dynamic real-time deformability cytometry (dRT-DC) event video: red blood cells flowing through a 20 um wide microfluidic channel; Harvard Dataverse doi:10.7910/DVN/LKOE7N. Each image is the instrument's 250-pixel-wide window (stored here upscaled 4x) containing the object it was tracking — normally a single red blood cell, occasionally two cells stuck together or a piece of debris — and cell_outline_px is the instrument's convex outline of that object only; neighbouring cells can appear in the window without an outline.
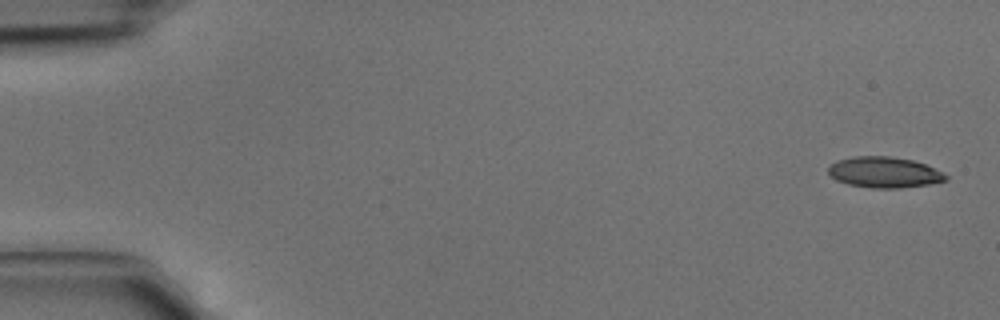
{"species": "common noctule bat (a hibernating species)", "species_latin": "Nyctalus noctula", "temperature_condition": "cold", "stored_images_in_passage": 4, "camera_frame_rate_fps": 3000, "um_per_image_px": 0.085, "animal": {"sex": "male", "body_mass_g": 15.6}, "frame": {"image": 1, "passage_image": 1, "time_ms": 0.0, "image_size_px": [1000, 320], "cell_outline_px": [[948, 180], [928, 184], [896, 188], [872, 188], [848, 184], [836, 180], [828, 172], [828, 168], [832, 164], [840, 160], [856, 156], [888, 156], [912, 160], [924, 164], [944, 172], [948, 176]], "centroid_in_image_um": [75.19, 14.65], "position_along_channel_um": 9.8, "area_um2": 20.87}}
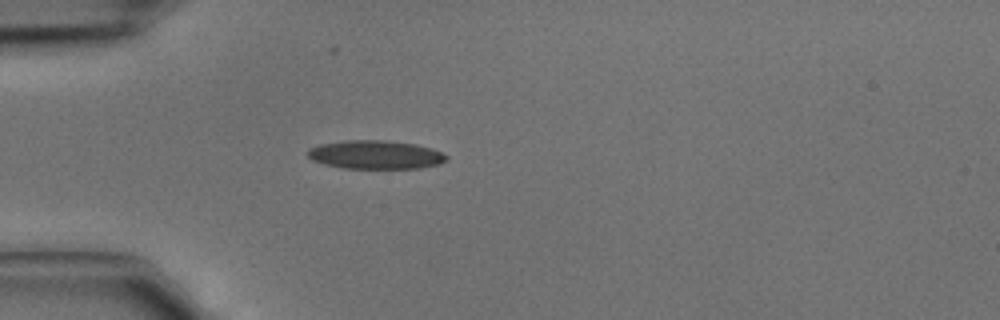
{"frame": {"image": 2, "passage_image": 4, "time_ms": 1.0, "image_size_px": [1000, 320], "cell_outline_px": [[448, 160], [440, 164], [420, 168], [340, 168], [324, 164], [312, 160], [308, 156], [308, 148], [320, 144], [344, 140], [384, 140], [416, 144], [432, 148], [448, 156]], "centroid_in_image_um": [31.92, 13.15], "position_along_channel_um": 53.1, "area_um2": 23.24}}